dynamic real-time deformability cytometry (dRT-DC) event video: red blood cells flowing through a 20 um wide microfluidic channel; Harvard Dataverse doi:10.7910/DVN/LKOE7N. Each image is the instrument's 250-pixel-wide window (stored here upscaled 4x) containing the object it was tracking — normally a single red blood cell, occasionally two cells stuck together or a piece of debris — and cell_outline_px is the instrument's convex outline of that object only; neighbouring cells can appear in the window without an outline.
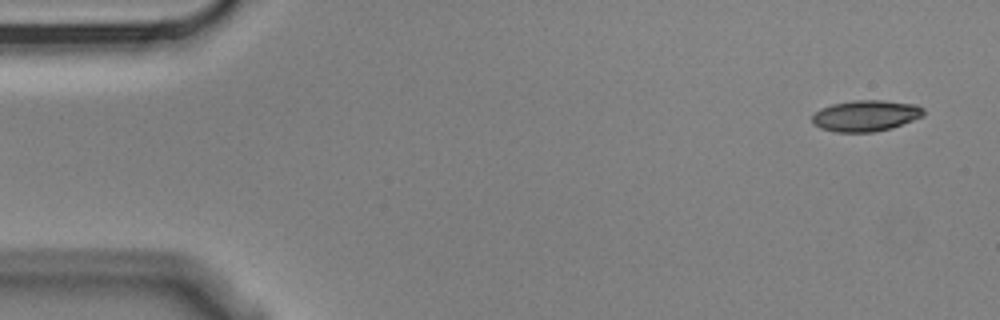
{"species": "Egyptian fruit bat (a non-hibernating species)", "species_latin": "Rousettus aegyptiacus", "temperature_condition": "cold", "stored_images_in_passage": 6, "segment_of_instrument_passage": [2, 2], "camera_frame_rate_fps": 3000, "um_per_image_px": 0.085, "animal": {"sex": "male"}, "frame": {"image": 1, "passage_image": 6, "time_ms": 1.667, "image_size_px": [1000, 320], "cell_outline_px": [[924, 116], [892, 128], [876, 132], [832, 132], [820, 128], [812, 124], [812, 116], [820, 108], [832, 104], [852, 100], [884, 100], [916, 104], [924, 108]], "centroid_in_image_um": [73.59, 9.84], "position_along_channel_um": 11.4, "area_um2": 20.52}}